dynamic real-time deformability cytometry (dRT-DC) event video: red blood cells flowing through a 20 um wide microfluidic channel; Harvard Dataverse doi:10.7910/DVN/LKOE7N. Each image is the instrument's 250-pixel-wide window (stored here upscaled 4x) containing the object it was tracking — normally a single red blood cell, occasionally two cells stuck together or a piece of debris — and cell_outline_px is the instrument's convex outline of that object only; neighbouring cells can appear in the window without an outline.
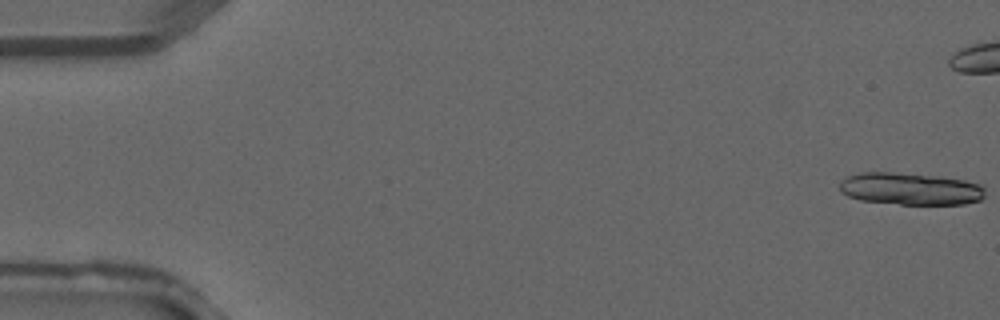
{"species": "common noctule bat (a hibernating species)", "species_latin": "Nyctalus noctula", "temperature_condition": "warm", "stored_images_in_passage": 5, "camera_frame_rate_fps": 3000, "um_per_image_px": 0.085, "animal": {"sex": "male", "forearm_length_mm": 52.5}, "frame": {"image": 1, "passage_image": 1, "time_ms": 0.0, "image_size_px": [1000, 320], "cell_outline_px": [[984, 196], [980, 200], [964, 204], [900, 204], [860, 200], [848, 196], [840, 192], [840, 180], [848, 176], [860, 172], [892, 172], [940, 176], [964, 180], [984, 184]], "centroid_in_image_um": [77.39, 16.04], "position_along_channel_um": 7.6, "area_um2": 27.51}}